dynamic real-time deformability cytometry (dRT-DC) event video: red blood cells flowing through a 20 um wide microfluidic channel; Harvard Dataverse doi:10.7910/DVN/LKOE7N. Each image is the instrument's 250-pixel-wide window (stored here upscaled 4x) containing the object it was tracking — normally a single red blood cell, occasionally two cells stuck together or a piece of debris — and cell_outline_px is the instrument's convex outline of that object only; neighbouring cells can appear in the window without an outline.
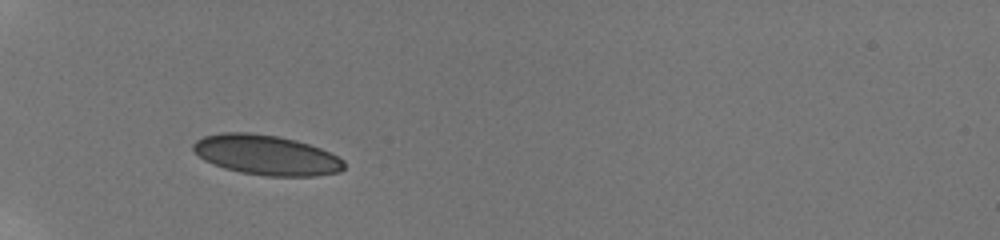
{"species": "human", "species_latin": "Homo sapiens", "temperature_condition": "room temperature", "stored_images_in_passage": 6, "camera_frame_rate_fps": 3000, "um_per_image_px": 0.085, "donor": {"sex": "male"}, "frame": {"image": 1, "passage_image": 4, "time_ms": 2.667, "image_size_px": [1000, 240], "cell_outline_px": [[344, 168], [340, 172], [316, 176], [264, 176], [240, 172], [224, 168], [212, 164], [204, 160], [192, 152], [192, 144], [196, 140], [204, 136], [224, 132], [248, 132], [276, 136], [296, 140], [320, 148], [344, 160]], "centroid_in_image_um": [22.6, 13.18], "position_along_channel_um": 62.4, "area_um2": 35.26}}
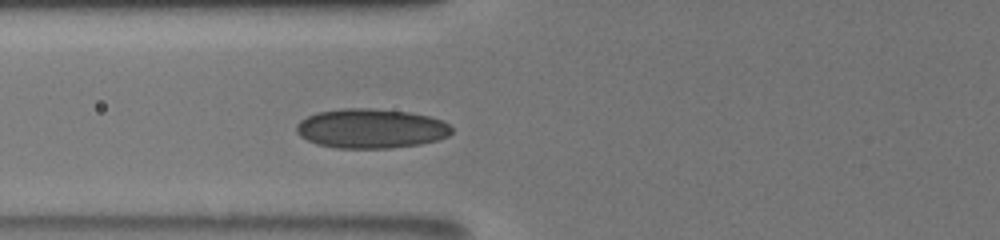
{"frame": {"image": 2, "passage_image": 6, "time_ms": 4.0, "image_size_px": [1000, 240], "cell_outline_px": [[452, 132], [448, 136], [436, 140], [420, 144], [392, 148], [336, 148], [316, 144], [300, 136], [296, 132], [296, 124], [300, 120], [316, 112], [344, 108], [368, 108], [408, 112], [428, 116], [440, 120], [448, 124], [452, 128]], "centroid_in_image_um": [31.5, 10.93], "position_along_channel_um": 94.3, "area_um2": 35.72}}